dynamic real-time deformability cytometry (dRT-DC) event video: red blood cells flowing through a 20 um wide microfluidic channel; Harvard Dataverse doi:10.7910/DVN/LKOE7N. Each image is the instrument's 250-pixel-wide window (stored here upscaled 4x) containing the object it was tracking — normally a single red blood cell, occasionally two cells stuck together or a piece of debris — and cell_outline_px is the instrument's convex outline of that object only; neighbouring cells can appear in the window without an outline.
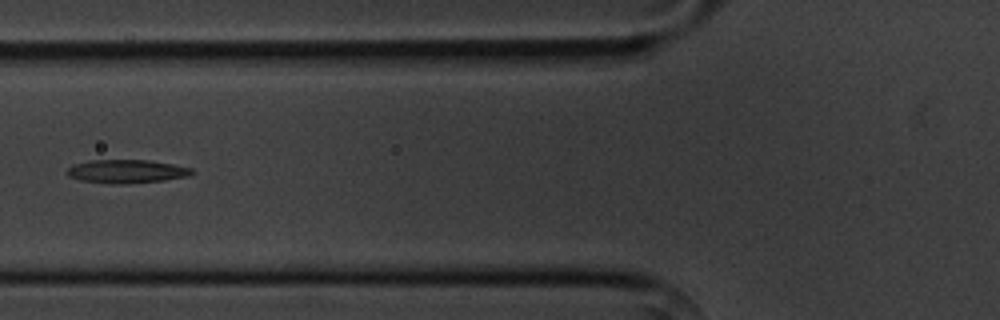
{"species": "common noctule bat (a hibernating species)", "species_latin": "Nyctalus noctula", "temperature_condition": "cold", "stored_images_in_passage": 5, "camera_frame_rate_fps": 3000, "um_per_image_px": 0.085, "animal": {"sex": "male", "body_mass_g": 20.1, "forearm_length_mm": 53.5}, "frame": {"image": 1, "passage_image": 5, "time_ms": 5.333, "image_size_px": [1000, 320], "cell_outline_px": [[196, 172], [192, 176], [164, 180], [124, 184], [108, 184], [80, 180], [68, 176], [68, 168], [72, 164], [88, 160], [148, 160], [172, 164], [192, 168]], "centroid_in_image_um": [10.78, 14.57], "position_along_channel_um": 115.0, "area_um2": 17.28}}